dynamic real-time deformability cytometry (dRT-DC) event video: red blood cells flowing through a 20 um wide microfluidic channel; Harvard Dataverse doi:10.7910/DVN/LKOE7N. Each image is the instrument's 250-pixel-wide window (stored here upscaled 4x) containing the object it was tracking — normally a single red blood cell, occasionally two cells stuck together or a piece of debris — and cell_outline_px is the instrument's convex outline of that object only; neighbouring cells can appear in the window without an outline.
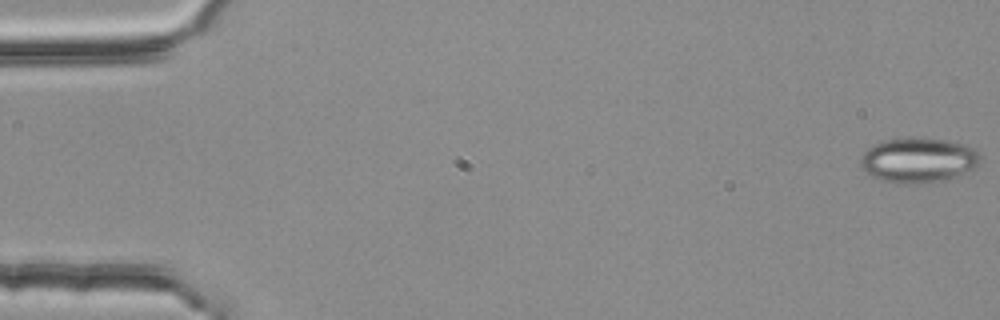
{"species": "common noctule bat (a hibernating species)", "species_latin": "Nyctalus noctula", "temperature_condition": "room temperature", "stored_images_in_passage": 6, "segment_of_instrument_passage": [1, 2], "camera_frame_rate_fps": 3000, "um_per_image_px": 0.085, "animal": {"sex": "female", "body_mass_g": 25.1}, "frame": {"image": 1, "passage_image": 1, "time_ms": 0.0, "image_size_px": [1000, 320], "cell_outline_px": [[980, 160], [976, 164], [944, 180], [920, 184], [896, 184], [880, 180], [872, 176], [860, 164], [860, 160], [864, 152], [872, 144], [884, 140], [948, 140], [964, 144], [976, 148], [980, 152]], "centroid_in_image_um": [78.01, 13.64], "position_along_channel_um": 7.0, "area_um2": 30.46}}
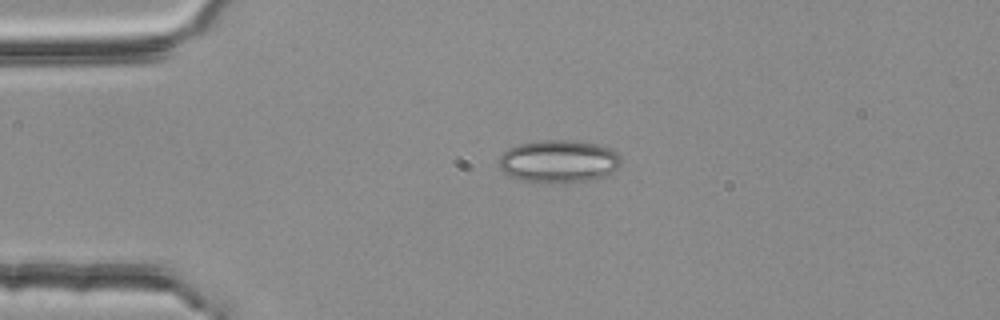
{"frame": {"image": 2, "passage_image": 4, "time_ms": 1.0, "image_size_px": [1000, 320], "cell_outline_px": [[620, 164], [616, 168], [604, 176], [592, 180], [516, 180], [504, 172], [496, 164], [496, 160], [508, 148], [520, 144], [540, 140], [568, 140], [596, 144], [608, 148], [616, 152], [620, 156]], "centroid_in_image_um": [47.43, 13.67], "position_along_channel_um": 37.6, "area_um2": 29.59}}